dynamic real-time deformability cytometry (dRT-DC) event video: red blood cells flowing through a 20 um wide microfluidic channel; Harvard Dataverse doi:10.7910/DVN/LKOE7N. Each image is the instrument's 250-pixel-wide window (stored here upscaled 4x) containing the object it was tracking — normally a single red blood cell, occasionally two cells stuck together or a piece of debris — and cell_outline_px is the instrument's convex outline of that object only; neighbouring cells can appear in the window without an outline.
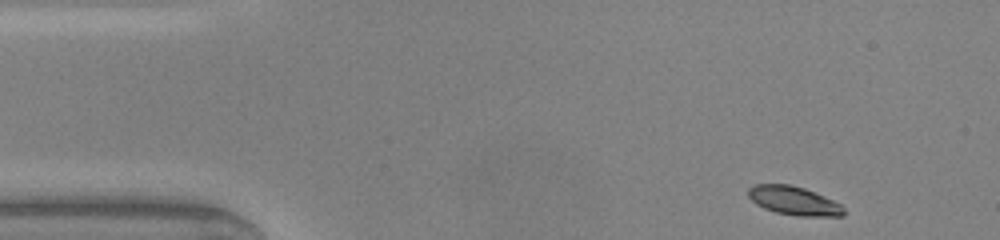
{"species": "common noctule bat (a hibernating species)", "species_latin": "Nyctalus noctula", "temperature_condition": "warm", "stored_images_in_passage": 45, "camera_frame_rate_fps": 3000, "um_per_image_px": 0.085, "animal": {"sex": "male", "body_mass_g": 20.0, "forearm_length_mm": 53.3}, "frame": {"image": 1, "passage_image": 1, "time_ms": 0.0, "image_size_px": [1000, 240], "cell_outline_px": [[844, 216], [796, 216], [776, 212], [764, 208], [756, 204], [748, 196], [748, 188], [756, 184], [792, 184], [804, 188], [824, 196], [840, 204], [844, 208]], "centroid_in_image_um": [67.47, 17.06], "position_along_channel_um": 17.5, "area_um2": 15.95}}
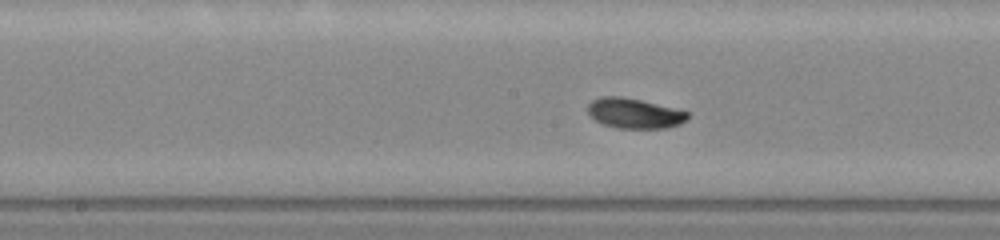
{"frame": {"image": 2, "passage_image": 20, "time_ms": 6.333, "image_size_px": [1000, 240], "cell_outline_px": [[688, 116], [680, 124], [664, 128], [616, 128], [604, 124], [596, 120], [588, 112], [588, 104], [592, 100], [604, 96], [620, 96], [640, 100], [688, 112]], "centroid_in_image_um": [53.89, 9.63], "position_along_channel_um": 194.3, "area_um2": 17.11}}
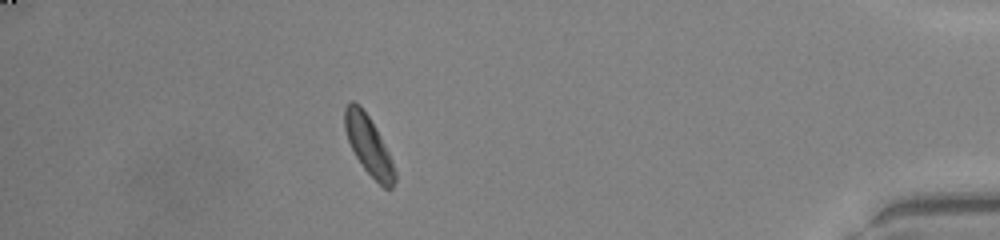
{"frame": {"image": 3, "passage_image": 39, "time_ms": 12.667, "image_size_px": [1000, 240], "cell_outline_px": [[396, 180], [392, 188], [384, 188], [364, 168], [356, 156], [348, 140], [344, 128], [344, 108], [352, 100], [360, 104], [376, 128], [388, 152], [396, 172]], "centroid_in_image_um": [31.32, 12.34], "position_along_channel_um": 403.9, "area_um2": 16.88}, "authors_computed_cell_mechanics": {"area_um2": 17.051, "velocity_mm_per_s": 4.1474, "shape_relaxation_time_tau1_ms": 1.5991, "shape_relaxation_time_tau2_ms": null, "deformation_change_tau1": 0.1147, "deformation_change_tau2": null}}